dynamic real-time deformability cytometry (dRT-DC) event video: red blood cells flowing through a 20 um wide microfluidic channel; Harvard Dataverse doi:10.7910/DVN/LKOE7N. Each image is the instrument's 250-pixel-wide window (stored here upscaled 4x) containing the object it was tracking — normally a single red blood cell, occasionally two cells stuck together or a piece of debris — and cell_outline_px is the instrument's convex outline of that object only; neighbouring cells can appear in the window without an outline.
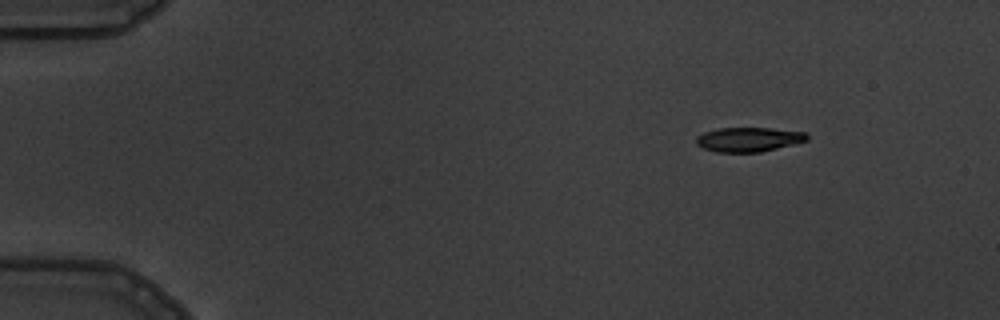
{"species": "common noctule bat (a hibernating species)", "species_latin": "Nyctalus noctula", "temperature_condition": "warm", "stored_images_in_passage": 3, "camera_frame_rate_fps": 3000, "um_per_image_px": 0.085, "animal": {"sex": "male", "body_mass_g": 19.5, "forearm_length_mm": 54.6}, "frame": {"image": 1, "passage_image": 1, "time_ms": 0.0, "image_size_px": [1000, 320], "cell_outline_px": [[808, 140], [760, 152], [716, 152], [704, 148], [696, 144], [696, 136], [704, 132], [716, 128], [768, 128], [804, 132], [808, 136]], "centroid_in_image_um": [63.58, 11.85], "position_along_channel_um": 21.4, "area_um2": 15.61}}
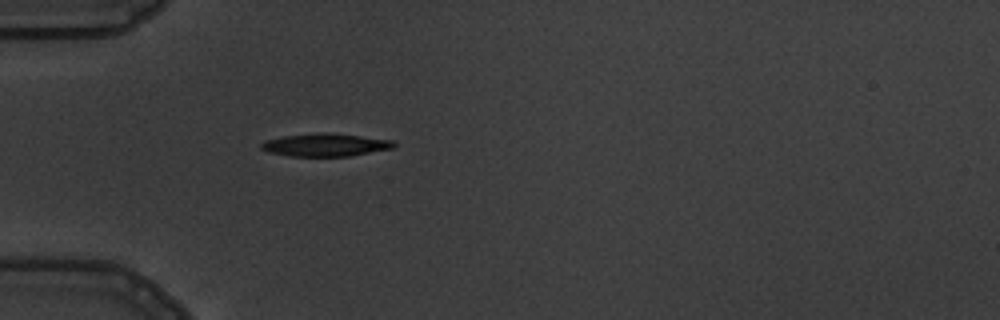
{"frame": {"image": 2, "passage_image": 3, "time_ms": 3.333, "image_size_px": [1000, 320], "cell_outline_px": [[396, 144], [392, 148], [348, 156], [288, 156], [268, 152], [260, 148], [260, 144], [264, 140], [284, 136], [320, 132], [324, 132], [360, 136], [392, 140]], "centroid_in_image_um": [27.59, 12.31], "position_along_channel_um": 57.4, "area_um2": 17.51}}